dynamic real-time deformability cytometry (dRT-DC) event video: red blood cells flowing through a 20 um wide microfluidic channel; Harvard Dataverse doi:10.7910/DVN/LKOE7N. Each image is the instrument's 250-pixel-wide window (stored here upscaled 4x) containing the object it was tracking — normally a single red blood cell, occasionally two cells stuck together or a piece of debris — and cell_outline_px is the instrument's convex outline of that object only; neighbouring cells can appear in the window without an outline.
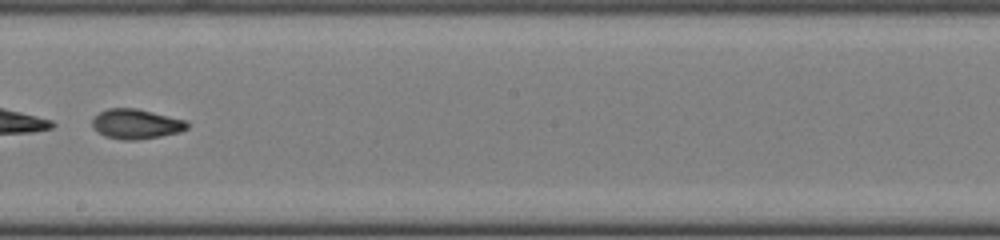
{"species": "common noctule bat (a hibernating species)", "species_latin": "Nyctalus noctula", "temperature_condition": "cold", "stored_images_in_passage": 43, "camera_frame_rate_fps": 3000, "um_per_image_px": 0.085, "animal": {"sex": "female", "body_mass_g": 22.0, "forearm_length_mm": 56.7}, "frame": {"image": 1, "passage_image": 25, "time_ms": 8.0, "image_size_px": [1000, 240], "cell_outline_px": [[188, 128], [180, 132], [160, 136], [136, 140], [124, 140], [104, 136], [96, 132], [92, 128], [92, 116], [108, 108], [136, 108], [184, 120], [188, 124]], "centroid_in_image_um": [11.5, 10.54], "position_along_channel_um": 236.7, "area_um2": 16.53}}
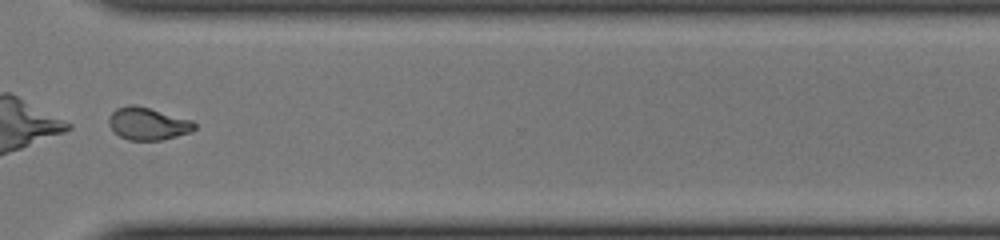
{"frame": {"image": 2, "passage_image": 33, "time_ms": 10.667, "image_size_px": [1000, 240], "cell_outline_px": [[196, 128], [192, 132], [160, 140], [128, 140], [112, 132], [108, 124], [108, 116], [116, 108], [128, 104], [136, 104], [192, 120], [196, 124]], "centroid_in_image_um": [12.53, 10.5], "position_along_channel_um": 358.1, "area_um2": 16.47}}